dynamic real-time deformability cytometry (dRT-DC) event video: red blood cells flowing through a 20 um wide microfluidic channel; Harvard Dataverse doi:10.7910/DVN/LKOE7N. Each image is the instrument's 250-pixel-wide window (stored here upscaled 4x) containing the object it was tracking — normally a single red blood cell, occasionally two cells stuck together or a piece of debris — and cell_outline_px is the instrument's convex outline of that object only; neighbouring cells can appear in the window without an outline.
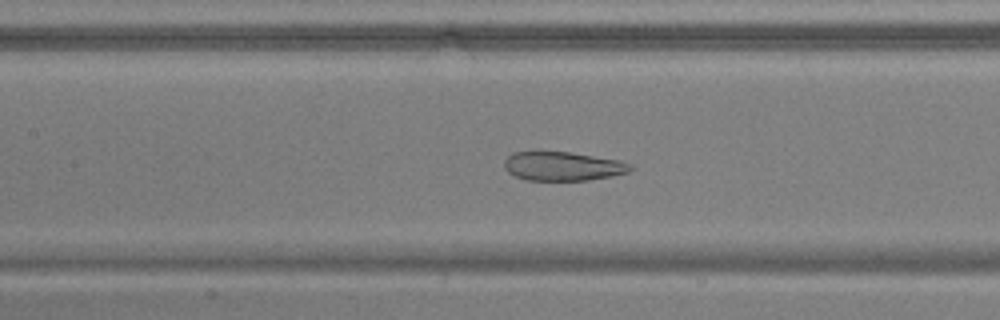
{"species": "common noctule bat (a hibernating species)", "species_latin": "Nyctalus noctula", "temperature_condition": "warm", "stored_images_in_passage": 44, "camera_frame_rate_fps": 3000, "um_per_image_px": 0.085, "animal": {"sex": "male", "body_mass_g": 17.9, "forearm_length_mm": 54.2}, "frame": {"image": 1, "passage_image": 16, "time_ms": 5.0, "image_size_px": [1000, 320], "cell_outline_px": [[632, 168], [628, 172], [612, 176], [588, 180], [528, 180], [516, 176], [508, 172], [504, 168], [504, 160], [512, 152], [568, 152], [620, 160], [632, 164]], "centroid_in_image_um": [47.84, 14.13], "position_along_channel_um": 159.6, "area_um2": 21.15}}
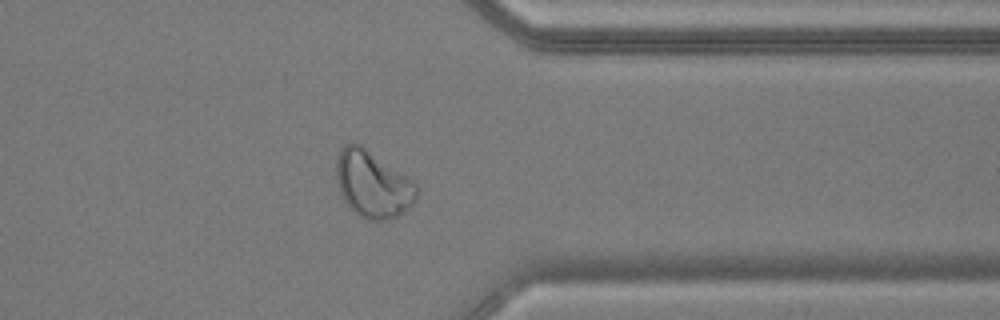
{"frame": {"image": 2, "passage_image": 34, "time_ms": 11.0, "image_size_px": [1000, 320], "cell_outline_px": [[420, 188], [416, 200], [408, 208], [396, 216], [388, 220], [368, 220], [360, 216], [348, 208], [340, 192], [336, 180], [336, 160], [340, 148], [344, 144], [352, 140], [360, 144], [412, 180]], "centroid_in_image_um": [31.66, 15.65], "position_along_channel_um": 379.7, "area_um2": 31.5}}
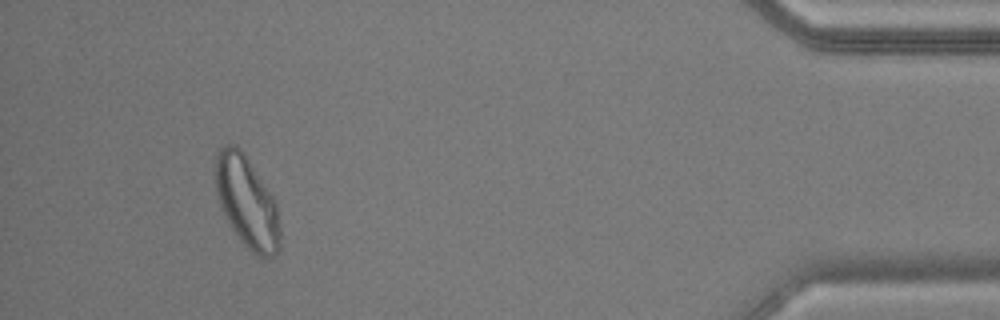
{"frame": {"image": 3, "passage_image": 41, "time_ms": 13.333, "image_size_px": [1000, 320], "cell_outline_px": [[280, 248], [272, 256], [264, 260], [252, 252], [240, 240], [228, 224], [220, 204], [216, 192], [216, 156], [220, 148], [224, 144], [236, 144], [244, 152], [272, 196], [276, 204], [280, 228]], "centroid_in_image_um": [20.99, 17.19], "position_along_channel_um": 414.2, "area_um2": 34.33}, "authors_computed_cell_mechanics": {"area_um2": 28.9867, "velocity_mm_per_s": 3.7579, "shape_relaxation_time_tau1_ms": null, "shape_relaxation_time_tau2_ms": 1.1894, "deformation_change_tau1": null, "deformation_change_tau2": 0.0799}}